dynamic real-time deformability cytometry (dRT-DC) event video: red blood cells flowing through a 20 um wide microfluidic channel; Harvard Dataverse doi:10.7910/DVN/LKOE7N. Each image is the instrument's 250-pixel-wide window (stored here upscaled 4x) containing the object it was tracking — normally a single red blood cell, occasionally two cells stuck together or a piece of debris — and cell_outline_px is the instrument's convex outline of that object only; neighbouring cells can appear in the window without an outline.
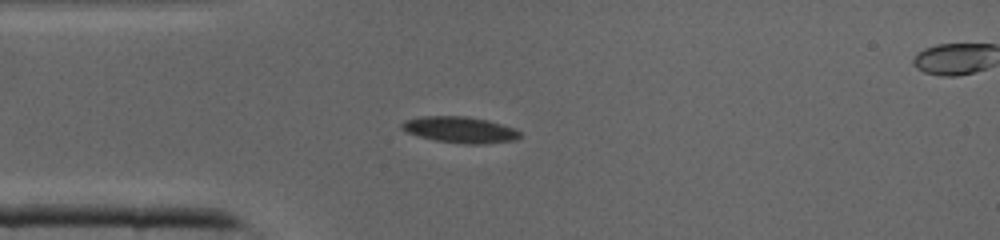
{"species": "common noctule bat (a hibernating species)", "species_latin": "Nyctalus noctula", "temperature_condition": "cold", "stored_images_in_passage": 28, "camera_frame_rate_fps": 3000, "um_per_image_px": 0.085, "animal": {"sex": "male", "body_mass_g": 19.0, "forearm_length_mm": 50.8}, "frame": {"image": 1, "passage_image": 1, "time_ms": 0.0, "image_size_px": [1000, 240], "cell_outline_px": [[520, 136], [512, 140], [480, 144], [464, 144], [436, 140], [420, 136], [408, 132], [400, 128], [400, 124], [404, 120], [420, 116], [464, 116], [488, 120], [512, 128], [520, 132]], "centroid_in_image_um": [39.04, 11.01], "position_along_channel_um": 46.0, "area_um2": 17.74}}
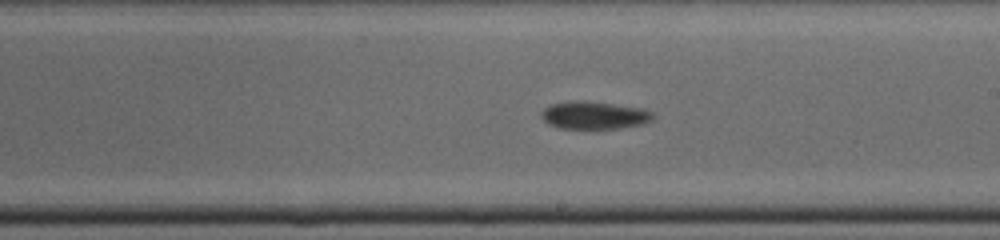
{"frame": {"image": 2, "passage_image": 14, "time_ms": 4.333, "image_size_px": [1000, 240], "cell_outline_px": [[652, 120], [640, 124], [620, 128], [560, 128], [548, 124], [540, 116], [540, 112], [544, 108], [552, 104], [612, 104], [640, 108], [652, 112]], "centroid_in_image_um": [50.51, 9.85], "position_along_channel_um": 238.5, "area_um2": 16.76}}
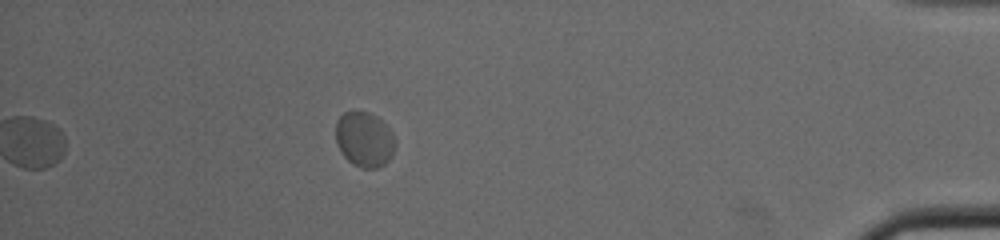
{"frame": {"image": 3, "passage_image": 28, "time_ms": 9.0, "image_size_px": [1000, 240], "cell_outline_px": [[396, 144], [392, 156], [384, 164], [376, 168], [360, 168], [352, 164], [340, 152], [336, 140], [336, 120], [344, 112], [368, 112], [376, 116], [392, 132], [396, 140]], "centroid_in_image_um": [30.97, 11.87], "position_along_channel_um": 404.2, "area_um2": 19.13}}